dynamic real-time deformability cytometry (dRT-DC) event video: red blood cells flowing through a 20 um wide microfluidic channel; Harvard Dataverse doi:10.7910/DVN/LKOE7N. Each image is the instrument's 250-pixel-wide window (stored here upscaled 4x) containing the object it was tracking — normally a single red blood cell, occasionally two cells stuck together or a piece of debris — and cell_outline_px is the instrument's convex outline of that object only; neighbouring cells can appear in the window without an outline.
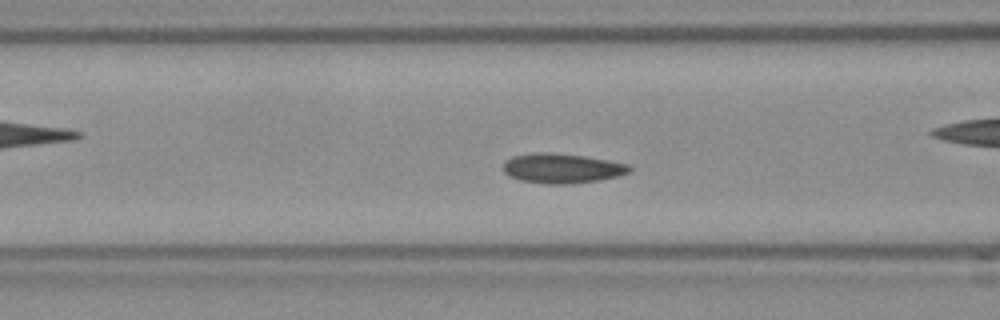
{"species": "Egyptian fruit bat (a non-hibernating species)", "species_latin": "Rousettus aegyptiacus", "temperature_condition": "room temperature", "stored_images_in_passage": 48, "camera_frame_rate_fps": 3000, "um_per_image_px": 0.085, "frame": {"image": 1, "passage_image": 14, "time_ms": 4.333, "image_size_px": [1000, 320], "cell_outline_px": [[632, 168], [628, 172], [616, 176], [596, 180], [572, 184], [544, 184], [520, 180], [508, 176], [504, 172], [504, 160], [512, 156], [536, 152], [548, 152], [584, 156], [632, 164]], "centroid_in_image_um": [47.74, 14.3], "position_along_channel_um": 118.9, "area_um2": 21.96}}
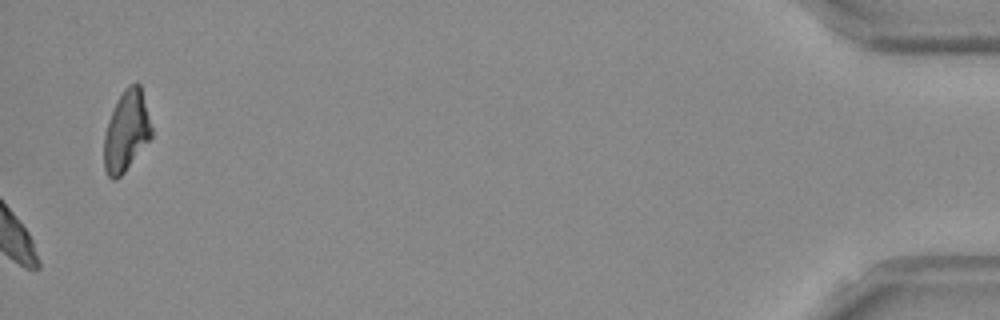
{"frame": {"image": 2, "passage_image": 48, "time_ms": 15.667, "image_size_px": [1000, 320], "cell_outline_px": [[152, 136], [124, 172], [116, 180], [112, 180], [108, 176], [104, 168], [104, 136], [108, 120], [116, 100], [124, 88], [128, 84], [136, 80], [140, 84], [152, 128]], "centroid_in_image_um": [10.73, 11.11], "position_along_channel_um": 424.5, "area_um2": 22.37}, "authors_computed_cell_mechanics": {"area_um2": 20.808, "velocity_mm_per_s": 3.7688, "shape_relaxation_time_tau1_ms": null, "shape_relaxation_time_tau2_ms": 5.5189, "deformation_change_tau1": null, "deformation_change_tau2": 0.0689}}